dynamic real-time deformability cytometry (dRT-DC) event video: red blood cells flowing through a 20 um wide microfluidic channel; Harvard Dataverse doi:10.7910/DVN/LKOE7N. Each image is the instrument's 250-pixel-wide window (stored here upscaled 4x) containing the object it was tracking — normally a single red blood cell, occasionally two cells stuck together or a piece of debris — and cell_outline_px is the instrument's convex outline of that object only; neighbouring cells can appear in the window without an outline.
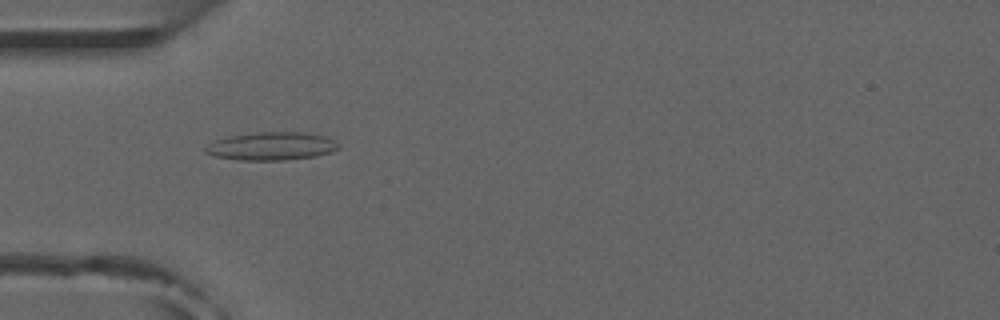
{"species": "common noctule bat (a hibernating species)", "species_latin": "Nyctalus noctula", "temperature_condition": "room temperature", "stored_images_in_passage": 52, "camera_frame_rate_fps": 3000, "um_per_image_px": 0.085, "animal": {"sex": "male", "forearm_length_mm": 52.5}, "frame": {"image": 1, "passage_image": 16, "time_ms": 5.0, "image_size_px": [1000, 320], "cell_outline_px": [[340, 148], [332, 152], [316, 156], [284, 160], [236, 160], [212, 156], [204, 152], [204, 148], [212, 140], [228, 136], [256, 132], [304, 132], [324, 136], [332, 140]], "centroid_in_image_um": [23.0, 12.43], "position_along_channel_um": 62.0, "area_um2": 21.96}}
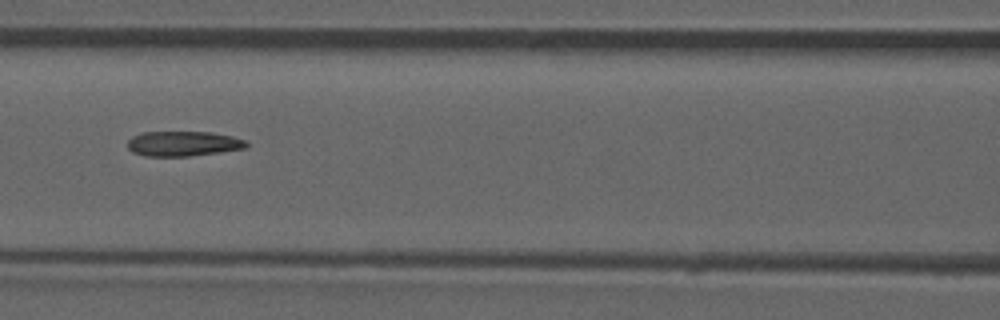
{"frame": {"image": 2, "passage_image": 23, "time_ms": 7.333, "image_size_px": [1000, 320], "cell_outline_px": [[248, 144], [244, 148], [220, 152], [188, 156], [144, 156], [132, 152], [128, 148], [128, 140], [132, 136], [140, 132], [212, 132], [232, 136], [248, 140]], "centroid_in_image_um": [15.56, 12.2], "position_along_channel_um": 151.0, "area_um2": 17.4}, "authors_computed_cell_mechanics": {"area_um2": 18.0047, "velocity_mm_per_s": 3.8685, "shape_relaxation_time_tau1_ms": null, "shape_relaxation_time_tau2_ms": 4.4064, "deformation_change_tau1": null, "deformation_change_tau2": 0.1488}}